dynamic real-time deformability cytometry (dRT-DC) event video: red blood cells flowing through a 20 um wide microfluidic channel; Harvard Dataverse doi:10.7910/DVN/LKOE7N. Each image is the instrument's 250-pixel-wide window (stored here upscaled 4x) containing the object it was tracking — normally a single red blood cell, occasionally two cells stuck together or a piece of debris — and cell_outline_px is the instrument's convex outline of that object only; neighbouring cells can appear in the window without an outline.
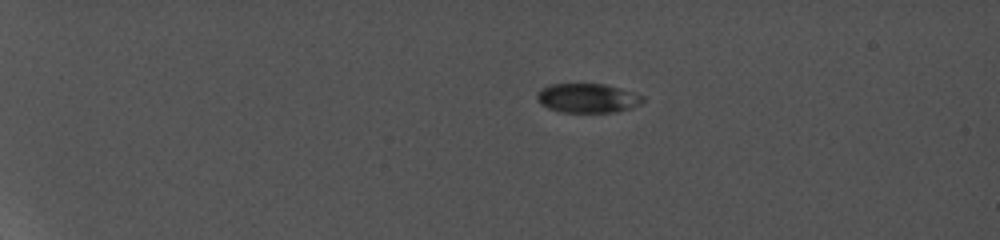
{"species": "common noctule bat (a hibernating species)", "species_latin": "Nyctalus noctula", "temperature_condition": "cold", "stored_images_in_passage": 6, "camera_frame_rate_fps": 5000, "um_per_image_px": 0.085, "animal": {"sex": "female", "body_mass_g": 19.0, "forearm_length_mm": 56.7}, "frame": {"image": 1, "passage_image": 1, "time_ms": 0.0, "image_size_px": [1000, 240], "cell_outline_px": [[644, 100], [640, 104], [616, 112], [560, 112], [548, 108], [540, 104], [536, 100], [536, 96], [540, 88], [552, 84], [604, 84], [620, 88], [644, 96]], "centroid_in_image_um": [49.9, 8.34], "position_along_channel_um": 35.1, "area_um2": 18.03}}
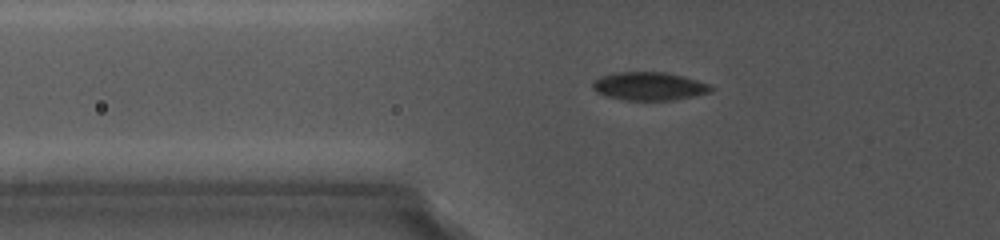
{"frame": {"image": 2, "passage_image": 5, "time_ms": 3.6, "image_size_px": [1000, 240], "cell_outline_px": [[716, 88], [712, 92], [672, 100], [624, 100], [604, 96], [596, 92], [592, 88], [592, 80], [600, 76], [616, 72], [668, 72], [684, 76], [712, 84]], "centroid_in_image_um": [55.19, 7.32], "position_along_channel_um": 70.6, "area_um2": 19.88}}